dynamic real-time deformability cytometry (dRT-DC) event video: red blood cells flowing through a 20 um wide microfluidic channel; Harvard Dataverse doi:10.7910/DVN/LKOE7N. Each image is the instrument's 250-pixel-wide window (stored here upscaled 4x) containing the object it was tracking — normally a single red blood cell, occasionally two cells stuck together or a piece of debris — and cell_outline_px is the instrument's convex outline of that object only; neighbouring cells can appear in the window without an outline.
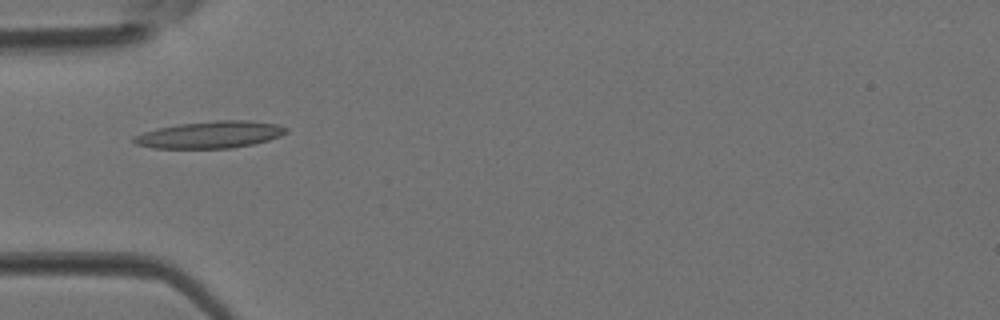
{"species": "Egyptian fruit bat (a non-hibernating species)", "species_latin": "Rousettus aegyptiacus", "temperature_condition": "room temperature", "stored_images_in_passage": 5, "camera_frame_rate_fps": 3000, "um_per_image_px": 0.085, "animal": {"sex": "female"}, "frame": {"image": 1, "passage_image": 4, "time_ms": 1.0, "image_size_px": [1000, 320], "cell_outline_px": [[288, 132], [280, 136], [268, 140], [252, 144], [232, 148], [152, 148], [136, 144], [132, 140], [132, 136], [156, 128], [180, 124], [216, 120], [244, 120], [276, 124], [288, 128]], "centroid_in_image_um": [17.85, 11.45], "position_along_channel_um": 67.2, "area_um2": 23.87}}
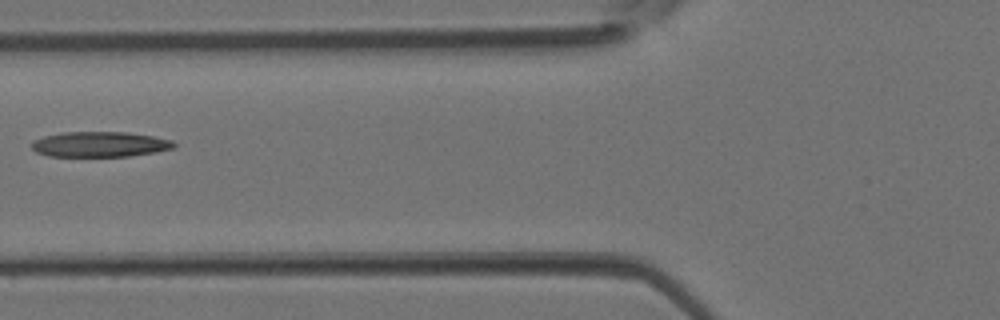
{"frame": {"image": 2, "passage_image": 5, "time_ms": 1.333, "image_size_px": [1000, 320], "cell_outline_px": [[176, 144], [172, 148], [156, 152], [128, 156], [48, 156], [36, 152], [32, 148], [32, 140], [44, 136], [64, 132], [128, 132], [152, 136], [172, 140]], "centroid_in_image_um": [8.47, 12.26], "position_along_channel_um": 117.3, "area_um2": 20.92}}